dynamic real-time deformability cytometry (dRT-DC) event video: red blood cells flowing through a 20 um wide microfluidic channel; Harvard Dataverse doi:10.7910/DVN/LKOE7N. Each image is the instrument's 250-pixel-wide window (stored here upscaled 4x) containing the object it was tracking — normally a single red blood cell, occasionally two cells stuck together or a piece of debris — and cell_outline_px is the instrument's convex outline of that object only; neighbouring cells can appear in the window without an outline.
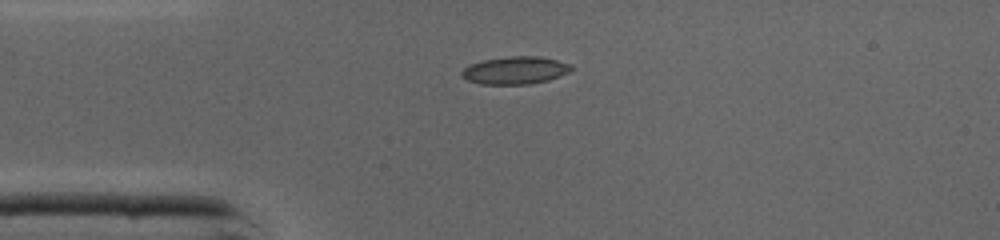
{"species": "common noctule bat (a hibernating species)", "species_latin": "Nyctalus noctula", "temperature_condition": "cold", "stored_images_in_passage": 36, "camera_frame_rate_fps": 3000, "um_per_image_px": 0.085, "animal": {"sex": "male", "body_mass_g": 19.0, "forearm_length_mm": 50.8}, "frame": {"image": 1, "passage_image": 1, "time_ms": 0.0, "image_size_px": [1000, 240], "cell_outline_px": [[572, 68], [568, 72], [560, 76], [548, 80], [528, 84], [480, 84], [468, 80], [460, 76], [460, 72], [464, 68], [472, 64], [484, 60], [508, 56], [540, 56], [572, 64]], "centroid_in_image_um": [43.79, 5.98], "position_along_channel_um": 41.2, "area_um2": 17.57}}
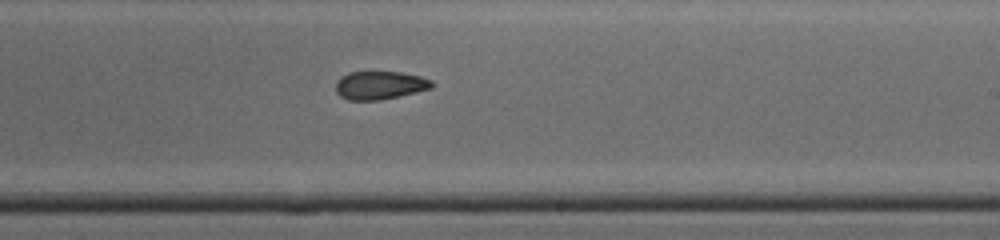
{"frame": {"image": 2, "passage_image": 17, "time_ms": 5.333, "image_size_px": [1000, 240], "cell_outline_px": [[436, 84], [432, 88], [416, 92], [380, 100], [348, 100], [340, 96], [336, 92], [336, 80], [340, 76], [348, 72], [400, 72], [420, 76], [432, 80]], "centroid_in_image_um": [32.28, 7.24], "position_along_channel_um": 256.7, "area_um2": 15.95}}
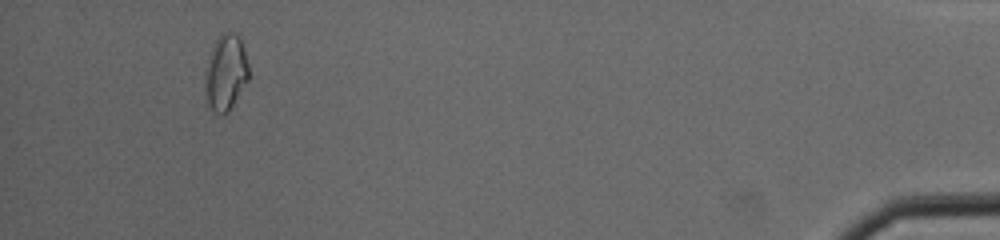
{"frame": {"image": 3, "passage_image": 33, "time_ms": 10.667, "image_size_px": [1000, 240], "cell_outline_px": [[248, 80], [228, 112], [224, 116], [220, 116], [208, 104], [204, 76], [204, 68], [212, 44], [224, 32], [232, 32], [240, 36], [244, 48], [248, 64]], "centroid_in_image_um": [19.17, 6.14], "position_along_channel_um": 416.0, "area_um2": 19.48}, "authors_computed_cell_mechanics": {"area_um2": 16.7909, "velocity_mm_per_s": 4.3714, "shape_relaxation_time_tau1_ms": 2.4772, "shape_relaxation_time_tau2_ms": 2.7562, "deformation_change_tau1": 0.0945, "deformation_change_tau2": 0.0777}}